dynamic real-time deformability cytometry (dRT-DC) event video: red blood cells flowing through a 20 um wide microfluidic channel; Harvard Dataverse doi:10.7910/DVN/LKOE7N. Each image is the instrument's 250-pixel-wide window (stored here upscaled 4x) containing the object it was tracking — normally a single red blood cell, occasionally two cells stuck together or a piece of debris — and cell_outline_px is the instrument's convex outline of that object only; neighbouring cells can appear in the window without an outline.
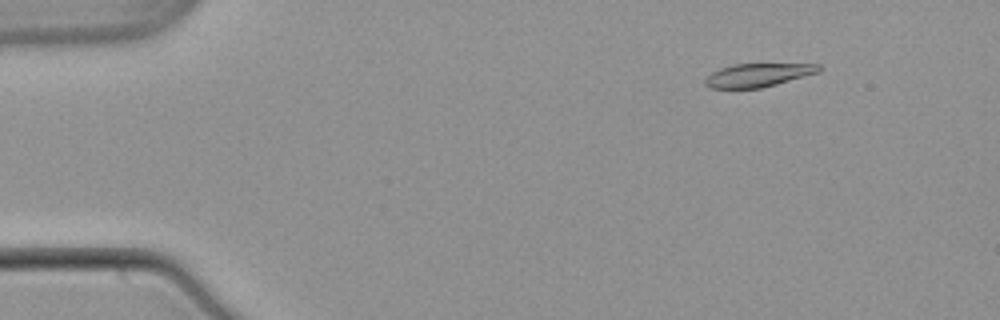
{"species": "common noctule bat (a hibernating species)", "species_latin": "Nyctalus noctula", "temperature_condition": "warm", "stored_images_in_passage": 54, "camera_frame_rate_fps": 3000, "um_per_image_px": 0.085, "animal": {"sex": "male", "body_mass_g": 21.5, "forearm_length_mm": 52.0}, "frame": {"image": 1, "passage_image": 7, "time_ms": 2.0, "image_size_px": [1000, 320], "cell_outline_px": [[824, 68], [820, 72], [776, 84], [760, 88], [708, 88], [704, 84], [704, 80], [712, 72], [720, 68], [732, 64], [820, 64]], "centroid_in_image_um": [64.44, 6.38], "position_along_channel_um": 20.6, "area_um2": 15.55}}
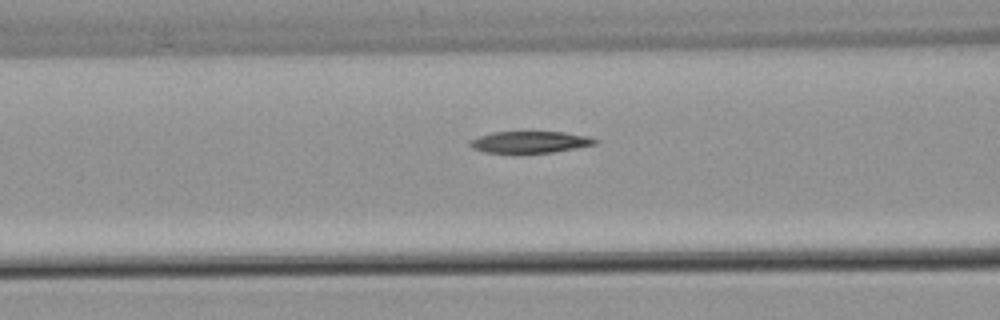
{"frame": {"image": 2, "passage_image": 22, "time_ms": 7.0, "image_size_px": [1000, 320], "cell_outline_px": [[600, 140], [596, 144], [552, 152], [484, 152], [472, 148], [468, 144], [468, 140], [492, 132], [564, 132], [588, 136]], "centroid_in_image_um": [45.04, 12.06], "position_along_channel_um": 121.6, "area_um2": 15.61}}
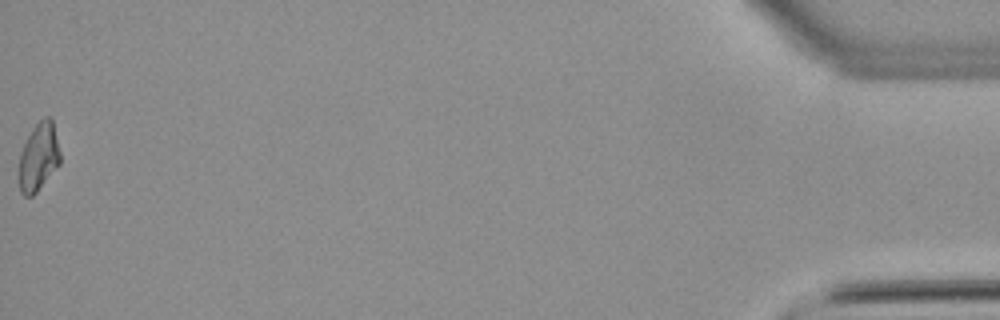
{"frame": {"image": 3, "passage_image": 54, "time_ms": 17.667, "image_size_px": [1000, 320], "cell_outline_px": [[60, 164], [36, 192], [32, 196], [24, 196], [20, 192], [20, 152], [32, 128], [44, 116], [48, 116], [52, 120], [60, 152]], "centroid_in_image_um": [3.29, 13.33], "position_along_channel_um": 431.9, "area_um2": 16.07}}